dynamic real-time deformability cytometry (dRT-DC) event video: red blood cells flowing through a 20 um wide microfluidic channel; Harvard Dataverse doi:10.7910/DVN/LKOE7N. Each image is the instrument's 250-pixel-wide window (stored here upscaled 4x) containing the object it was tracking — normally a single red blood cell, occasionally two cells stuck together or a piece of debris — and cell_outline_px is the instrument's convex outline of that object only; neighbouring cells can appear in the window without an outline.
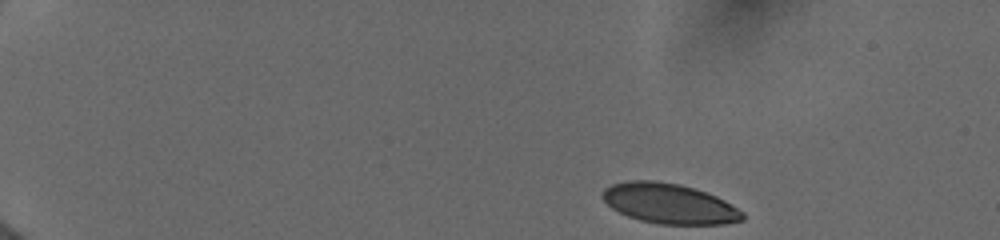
{"species": "human", "species_latin": "Homo sapiens", "temperature_condition": "cold", "stored_images_in_passage": 14, "camera_frame_rate_fps": 3000, "um_per_image_px": 0.085, "donor": {"sex": "female"}, "frame": {"image": 1, "passage_image": 1, "time_ms": 0.0, "image_size_px": [1000, 240], "cell_outline_px": [[744, 220], [724, 224], [660, 224], [640, 220], [628, 216], [612, 208], [600, 196], [604, 188], [612, 184], [628, 180], [656, 180], [680, 184], [716, 196], [724, 200], [744, 212]], "centroid_in_image_um": [56.87, 17.3], "position_along_channel_um": 28.1, "area_um2": 32.71}}
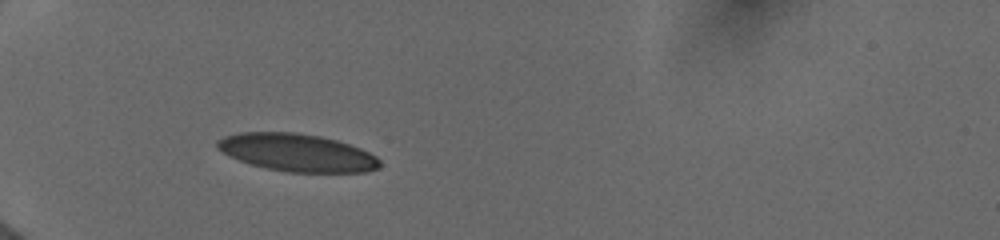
{"frame": {"image": 2, "passage_image": 13, "time_ms": 3.333, "image_size_px": [1000, 240], "cell_outline_px": [[380, 168], [368, 172], [288, 172], [268, 168], [252, 164], [228, 156], [216, 148], [216, 140], [224, 136], [240, 132], [296, 132], [320, 136], [336, 140], [360, 148], [376, 156], [380, 160]], "centroid_in_image_um": [25.24, 12.97], "position_along_channel_um": 59.8, "area_um2": 35.66}}